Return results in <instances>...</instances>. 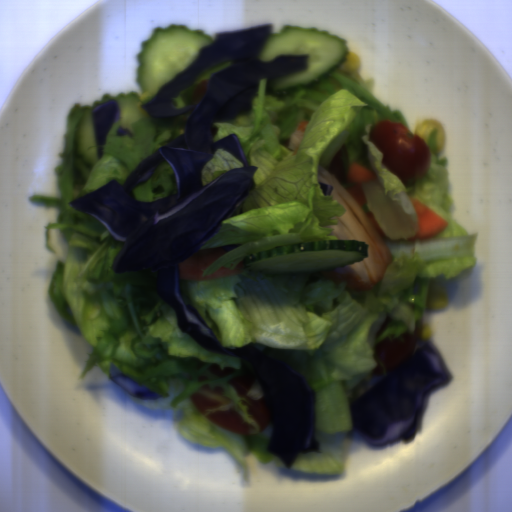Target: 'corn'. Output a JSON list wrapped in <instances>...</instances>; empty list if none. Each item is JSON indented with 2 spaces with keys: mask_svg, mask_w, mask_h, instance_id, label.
Returning <instances> with one entry per match:
<instances>
[{
  "mask_svg": "<svg viewBox=\"0 0 512 512\" xmlns=\"http://www.w3.org/2000/svg\"><path fill=\"white\" fill-rule=\"evenodd\" d=\"M426 303L433 311L448 306L447 291L440 283H431L427 288Z\"/></svg>",
  "mask_w": 512,
  "mask_h": 512,
  "instance_id": "corn-2",
  "label": "corn"
},
{
  "mask_svg": "<svg viewBox=\"0 0 512 512\" xmlns=\"http://www.w3.org/2000/svg\"><path fill=\"white\" fill-rule=\"evenodd\" d=\"M360 66V60L357 54H355L353 51H349L348 55L346 56V61L344 64L340 66V70L343 72H351L355 73L356 70H358Z\"/></svg>",
  "mask_w": 512,
  "mask_h": 512,
  "instance_id": "corn-3",
  "label": "corn"
},
{
  "mask_svg": "<svg viewBox=\"0 0 512 512\" xmlns=\"http://www.w3.org/2000/svg\"><path fill=\"white\" fill-rule=\"evenodd\" d=\"M433 130H437L436 134V148L437 153L441 152L444 145H445V133H444V127L440 123L439 120L435 119H425L422 123H420L415 131V134H417L420 138H422L426 144L428 142V138Z\"/></svg>",
  "mask_w": 512,
  "mask_h": 512,
  "instance_id": "corn-1",
  "label": "corn"
},
{
  "mask_svg": "<svg viewBox=\"0 0 512 512\" xmlns=\"http://www.w3.org/2000/svg\"><path fill=\"white\" fill-rule=\"evenodd\" d=\"M432 335H433V333H432L430 326L427 325L426 323L424 325H422V327L420 329V337L424 341H427V340L431 339Z\"/></svg>",
  "mask_w": 512,
  "mask_h": 512,
  "instance_id": "corn-4",
  "label": "corn"
},
{
  "mask_svg": "<svg viewBox=\"0 0 512 512\" xmlns=\"http://www.w3.org/2000/svg\"><path fill=\"white\" fill-rule=\"evenodd\" d=\"M148 96H151L149 92H143L140 94L138 100H137V106H138V109L139 111L141 112L142 115H144L145 111L144 109L141 107V103L148 97Z\"/></svg>",
  "mask_w": 512,
  "mask_h": 512,
  "instance_id": "corn-5",
  "label": "corn"
}]
</instances>
